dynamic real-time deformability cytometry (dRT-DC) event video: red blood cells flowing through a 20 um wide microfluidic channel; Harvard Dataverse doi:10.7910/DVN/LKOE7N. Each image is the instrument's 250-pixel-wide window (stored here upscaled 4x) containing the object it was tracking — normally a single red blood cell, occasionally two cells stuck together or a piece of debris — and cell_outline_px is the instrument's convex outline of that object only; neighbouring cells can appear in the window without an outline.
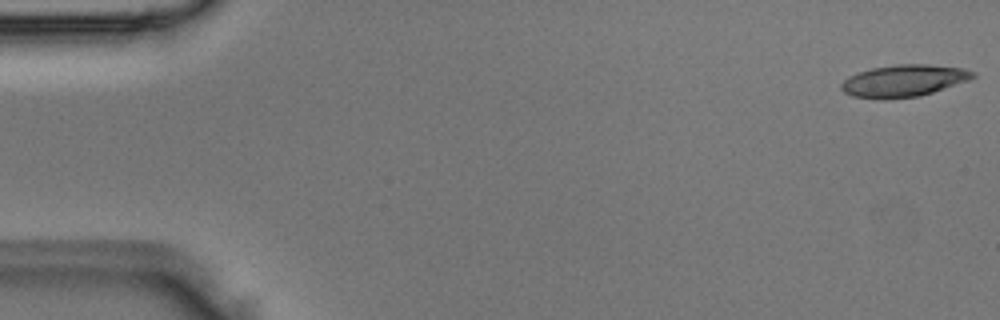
{"species": "Egyptian fruit bat (a non-hibernating species)", "species_latin": "Rousettus aegyptiacus", "temperature_condition": "room temperature", "stored_images_in_passage": 4, "camera_frame_rate_fps": 3000, "um_per_image_px": 0.085, "animal": {"sex": "male"}, "frame": {"image": 1, "passage_image": 1, "time_ms": 0.0, "image_size_px": [1000, 320], "cell_outline_px": [[976, 76], [968, 80], [920, 96], [884, 100], [876, 100], [852, 96], [844, 92], [840, 88], [840, 84], [848, 76], [856, 72], [872, 68], [896, 64], [928, 64], [964, 68], [976, 72]], "centroid_in_image_um": [76.77, 6.87], "position_along_channel_um": 8.2, "area_um2": 24.85}}